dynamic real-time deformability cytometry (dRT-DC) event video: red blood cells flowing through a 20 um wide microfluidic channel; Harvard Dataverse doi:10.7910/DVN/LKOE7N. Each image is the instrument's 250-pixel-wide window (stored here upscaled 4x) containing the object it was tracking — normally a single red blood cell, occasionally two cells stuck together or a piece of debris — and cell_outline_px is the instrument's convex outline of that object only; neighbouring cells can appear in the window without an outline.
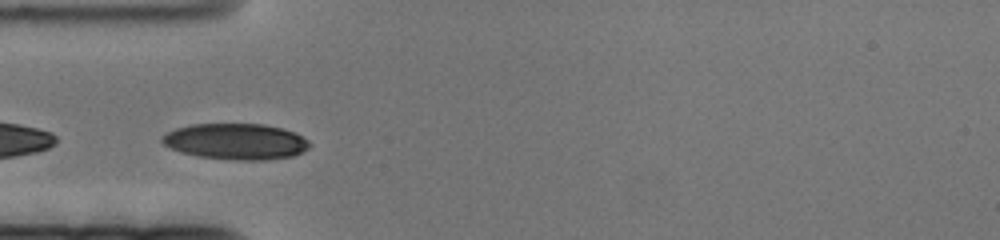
{"species": "human", "species_latin": "Homo sapiens", "temperature_condition": "cold", "stored_images_in_passage": 43, "camera_frame_rate_fps": 3000, "um_per_image_px": 0.085, "donor": {"sex": "female"}, "frame": {"image": 1, "passage_image": 2, "time_ms": 0.333, "image_size_px": [1000, 240], "cell_outline_px": [[312, 144], [308, 148], [292, 156], [264, 160], [236, 160], [200, 156], [180, 152], [164, 144], [160, 140], [168, 132], [176, 128], [192, 124], [264, 124], [280, 128], [292, 132], [308, 140]], "centroid_in_image_um": [20.04, 12.02], "position_along_channel_um": 65.0, "area_um2": 30.58}}
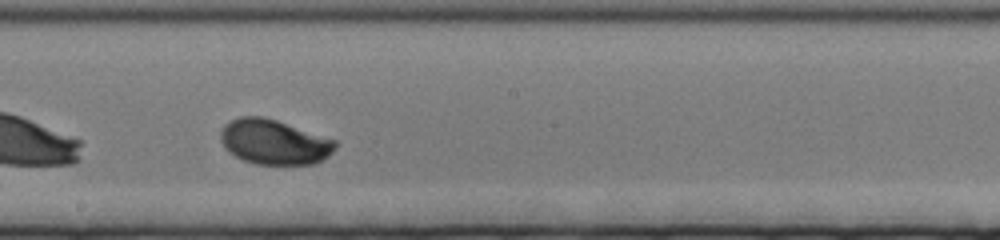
{"frame": {"image": 2, "passage_image": 21, "time_ms": 6.667, "image_size_px": [1000, 240], "cell_outline_px": [[336, 148], [328, 156], [312, 164], [256, 164], [244, 160], [228, 152], [224, 148], [220, 140], [220, 132], [224, 124], [228, 120], [240, 116], [264, 116], [336, 140]], "centroid_in_image_um": [23.25, 12.05], "position_along_channel_um": 225.0, "area_um2": 30.06}}
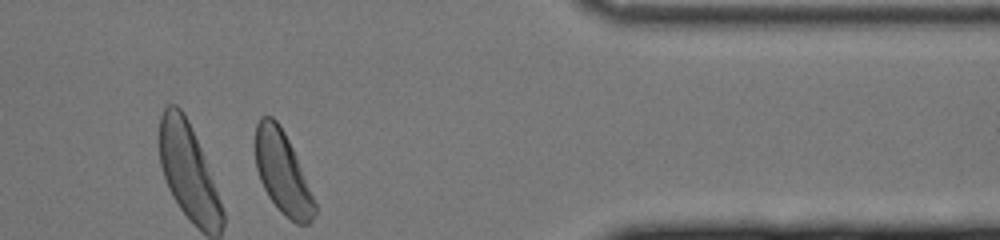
{"frame": {"image": 3, "passage_image": 43, "time_ms": 14.0, "image_size_px": [1000, 240], "cell_outline_px": [[316, 212], [312, 220], [308, 224], [296, 224], [284, 216], [280, 212], [268, 196], [260, 180], [256, 168], [252, 144], [256, 124], [260, 116], [272, 116], [276, 120], [284, 132], [292, 148], [316, 204]], "centroid_in_image_um": [23.95, 14.65], "position_along_channel_um": 387.4, "area_um2": 28.73}}